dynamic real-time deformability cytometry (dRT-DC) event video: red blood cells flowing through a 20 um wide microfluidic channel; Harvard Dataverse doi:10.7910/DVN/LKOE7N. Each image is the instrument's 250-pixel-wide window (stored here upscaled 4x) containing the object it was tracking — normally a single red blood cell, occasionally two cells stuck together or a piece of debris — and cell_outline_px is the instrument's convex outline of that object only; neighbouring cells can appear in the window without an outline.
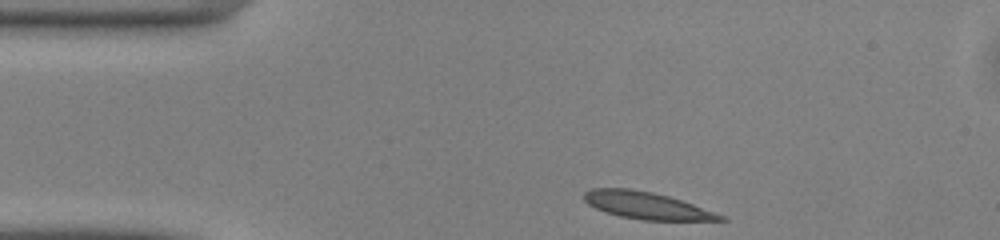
{"species": "common noctule bat (a hibernating species)", "species_latin": "Nyctalus noctula", "temperature_condition": "warm", "stored_images_in_passage": 41, "camera_frame_rate_fps": 3000, "um_per_image_px": 0.085, "animal": {"sex": "male", "body_mass_g": 13.0, "forearm_length_mm": 53.1}, "frame": {"image": 1, "passage_image": 1, "time_ms": 0.0, "image_size_px": [1000, 240], "cell_outline_px": [[728, 220], [644, 220], [620, 216], [596, 208], [588, 204], [584, 200], [584, 192], [592, 188], [632, 188], [652, 192], [668, 196], [692, 204], [724, 216]], "centroid_in_image_um": [54.91, 17.45], "position_along_channel_um": 30.1, "area_um2": 21.1}}
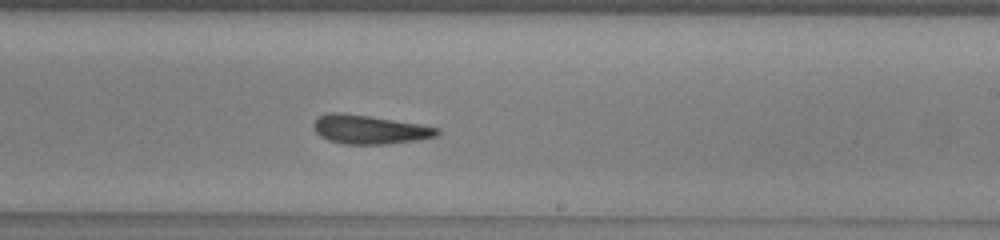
{"frame": {"image": 2, "passage_image": 21, "time_ms": 6.667, "image_size_px": [1000, 240], "cell_outline_px": [[440, 132], [436, 136], [420, 140], [388, 144], [344, 144], [328, 140], [320, 136], [316, 132], [312, 124], [320, 116], [328, 112], [340, 112], [372, 116], [420, 124], [440, 128]], "centroid_in_image_um": [31.42, 11.0], "position_along_channel_um": 257.6, "area_um2": 20.98}}
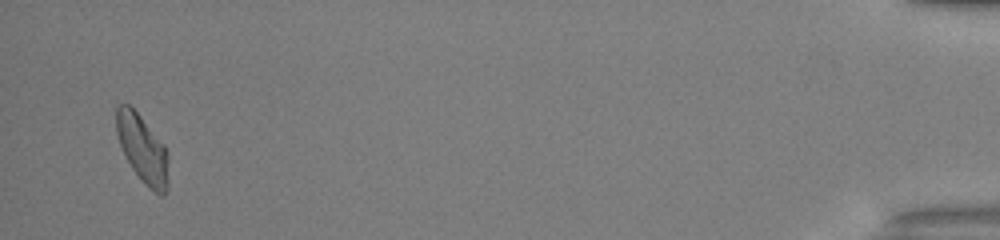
{"frame": {"image": 3, "passage_image": 40, "time_ms": 13.0, "image_size_px": [1000, 240], "cell_outline_px": [[168, 184], [164, 196], [160, 196], [148, 188], [132, 168], [124, 156], [116, 132], [116, 104], [128, 104], [140, 116], [164, 144], [168, 152]], "centroid_in_image_um": [12.12, 12.68], "position_along_channel_um": 423.1, "area_um2": 20.69}, "authors_computed_cell_mechanics": {"area_um2": 20.7502, "velocity_mm_per_s": 4.1045, "shape_relaxation_time_tau1_ms": 5.9096, "shape_relaxation_time_tau2_ms": 4.4512, "deformation_change_tau1": 0.181, "deformation_change_tau2": 0.0951}}